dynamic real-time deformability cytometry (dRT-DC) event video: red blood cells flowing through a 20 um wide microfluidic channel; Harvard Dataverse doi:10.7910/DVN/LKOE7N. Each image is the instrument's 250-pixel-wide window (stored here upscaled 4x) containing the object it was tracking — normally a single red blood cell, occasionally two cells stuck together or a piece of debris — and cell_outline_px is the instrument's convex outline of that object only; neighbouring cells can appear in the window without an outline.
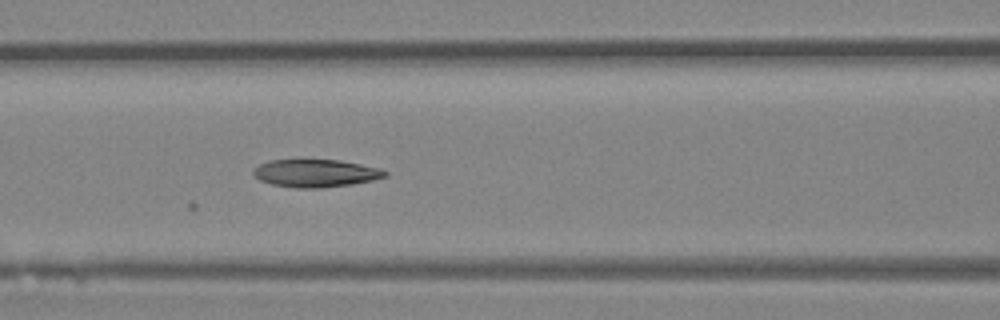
{"species": "Egyptian fruit bat (a non-hibernating species)", "species_latin": "Rousettus aegyptiacus", "temperature_condition": "room temperature", "stored_images_in_passage": 45, "camera_frame_rate_fps": 3000, "um_per_image_px": 0.085, "animal": {"sex": "female"}, "frame": {"image": 1, "passage_image": 19, "time_ms": 6.0, "image_size_px": [1000, 320], "cell_outline_px": [[388, 176], [372, 180], [352, 184], [320, 188], [296, 188], [272, 184], [260, 180], [252, 172], [252, 168], [268, 160], [340, 160], [380, 168], [388, 172]], "centroid_in_image_um": [26.83, 14.72], "position_along_channel_um": 139.8, "area_um2": 21.27}}
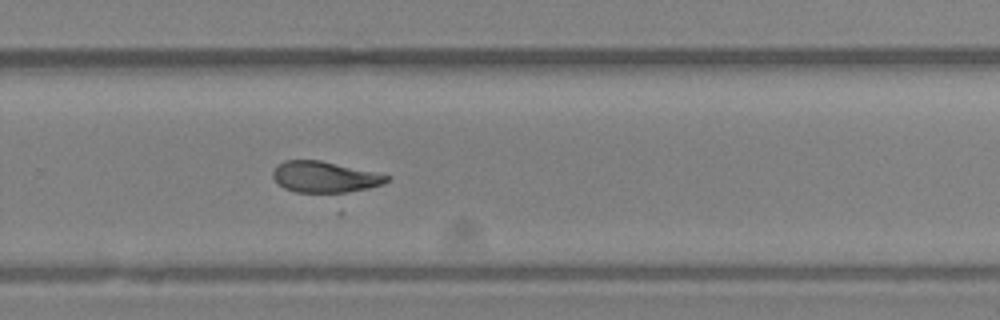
{"frame": {"image": 2, "passage_image": 30, "time_ms": 9.667, "image_size_px": [1000, 320], "cell_outline_px": [[392, 176], [384, 184], [340, 196], [296, 192], [284, 188], [272, 176], [272, 172], [284, 160], [320, 160]], "centroid_in_image_um": [27.66, 15.1], "position_along_channel_um": 302.1, "area_um2": 21.33}}
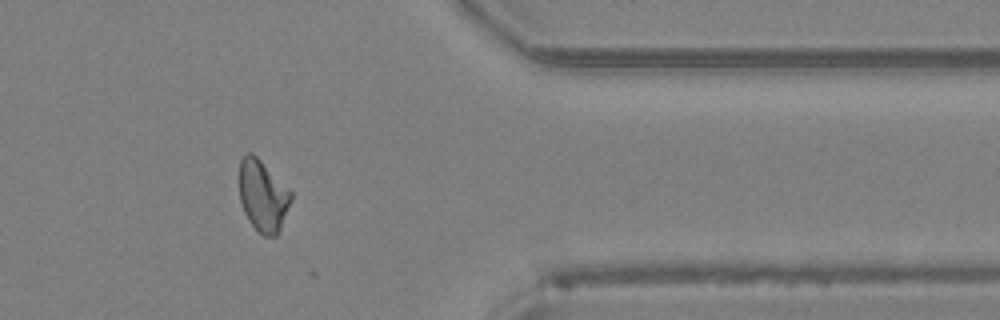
{"frame": {"image": 3, "passage_image": 37, "time_ms": 12.0, "image_size_px": [1000, 320], "cell_outline_px": [[292, 200], [280, 232], [276, 236], [264, 236], [248, 220], [244, 212], [240, 200], [240, 160], [248, 152], [252, 152], [292, 192]], "centroid_in_image_um": [22.36, 16.67], "position_along_channel_um": 389.0, "area_um2": 21.39}}